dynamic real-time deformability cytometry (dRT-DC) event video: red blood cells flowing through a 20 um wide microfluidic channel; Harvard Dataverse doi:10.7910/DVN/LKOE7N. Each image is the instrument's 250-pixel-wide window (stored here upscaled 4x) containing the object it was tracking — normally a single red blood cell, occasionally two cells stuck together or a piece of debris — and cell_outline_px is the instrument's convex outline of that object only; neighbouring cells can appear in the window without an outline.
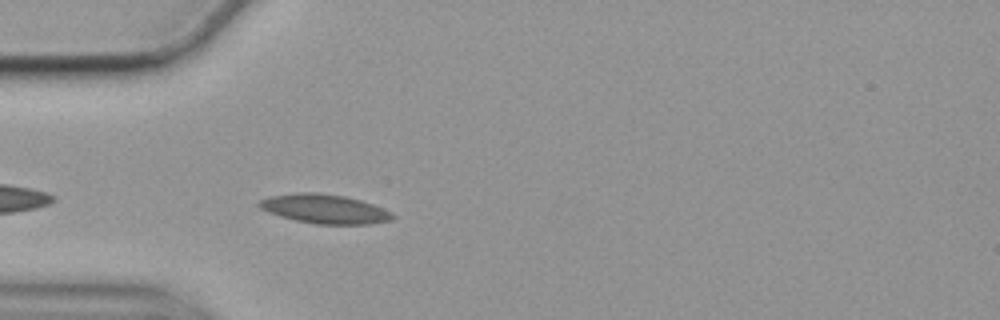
{"species": "common noctule bat (a hibernating species)", "species_latin": "Nyctalus noctula", "temperature_condition": "cold", "stored_images_in_passage": 35, "camera_frame_rate_fps": 3000, "um_per_image_px": 0.085, "animal": {"sex": "female", "body_mass_g": 19.9}, "frame": {"image": 1, "passage_image": 4, "time_ms": 1.0, "image_size_px": [1000, 320], "cell_outline_px": [[396, 216], [392, 220], [372, 224], [316, 224], [296, 220], [280, 216], [268, 212], [260, 208], [256, 204], [256, 200], [268, 196], [300, 192], [316, 192], [344, 196], [360, 200], [372, 204], [392, 212]], "centroid_in_image_um": [27.56, 17.75], "position_along_channel_um": 57.4, "area_um2": 22.83}}
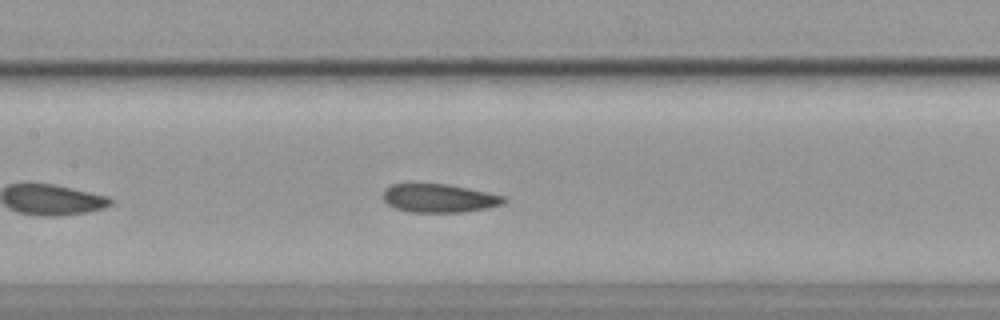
{"frame": {"image": 2, "passage_image": 14, "time_ms": 4.333, "image_size_px": [1000, 320], "cell_outline_px": [[508, 200], [504, 204], [488, 208], [464, 212], [408, 212], [396, 208], [388, 204], [380, 196], [384, 188], [392, 184], [448, 184], [504, 196]], "centroid_in_image_um": [37.3, 16.85], "position_along_channel_um": 170.1, "area_um2": 20.17}}
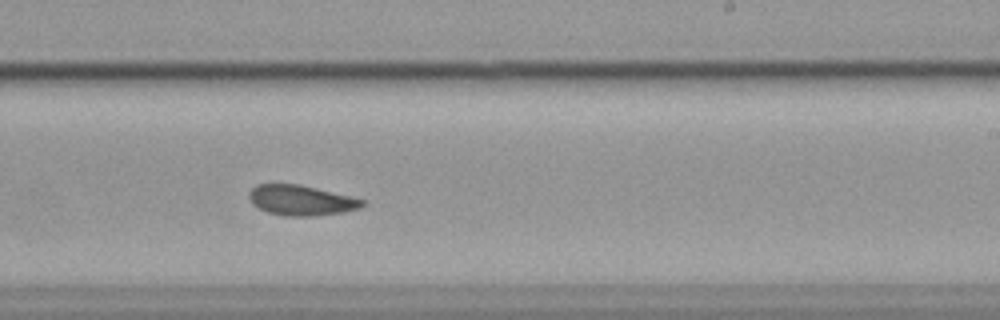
{"frame": {"image": 3, "passage_image": 22, "time_ms": 7.0, "image_size_px": [1000, 320], "cell_outline_px": [[364, 204], [360, 208], [340, 212], [312, 216], [288, 216], [268, 212], [252, 204], [248, 196], [248, 192], [256, 184], [300, 184], [364, 200]], "centroid_in_image_um": [25.54, 17.02], "position_along_channel_um": 263.5, "area_um2": 19.65}, "authors_computed_cell_mechanics": {"area_um2": 19.9988, "velocity_mm_per_s": 3.5173, "shape_relaxation_time_tau1_ms": null, "shape_relaxation_time_tau2_ms": 5.2772, "deformation_change_tau1": null, "deformation_change_tau2": 0.0844}}